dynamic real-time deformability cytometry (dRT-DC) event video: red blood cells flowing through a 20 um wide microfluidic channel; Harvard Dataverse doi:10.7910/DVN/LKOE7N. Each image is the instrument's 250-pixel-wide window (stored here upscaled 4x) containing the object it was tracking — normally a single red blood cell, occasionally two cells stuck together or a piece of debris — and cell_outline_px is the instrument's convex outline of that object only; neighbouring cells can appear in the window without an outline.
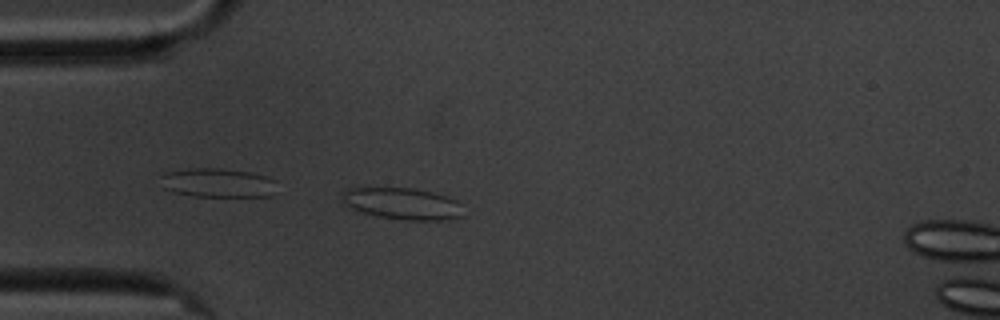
{"species": "common noctule bat (a hibernating species)", "species_latin": "Nyctalus noctula", "temperature_condition": "cold", "stored_images_in_passage": 31, "camera_frame_rate_fps": 3000, "um_per_image_px": 0.085, "animal": {"sex": "male", "body_mass_g": 20.1, "forearm_length_mm": 53.5}, "frame": {"image": 1, "passage_image": 1, "time_ms": 0.0, "image_size_px": [1000, 320], "cell_outline_px": [[464, 216], [448, 220], [404, 220], [380, 216], [364, 212], [352, 208], [344, 204], [340, 200], [340, 192], [344, 188], [412, 188], [444, 196], [456, 200]], "centroid_in_image_um": [34.14, 17.31], "position_along_channel_um": 50.9, "area_um2": 22.2}}
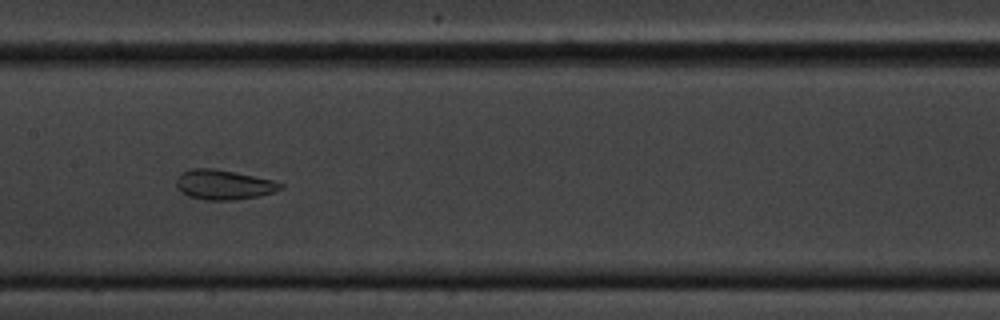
{"frame": {"image": 2, "passage_image": 14, "time_ms": 4.333, "image_size_px": [1000, 320], "cell_outline_px": [[284, 188], [260, 196], [232, 200], [204, 200], [188, 196], [180, 192], [176, 184], [176, 176], [180, 172], [192, 168], [212, 168], [272, 180], [284, 184]], "centroid_in_image_um": [18.96, 15.7], "position_along_channel_um": 188.4, "area_um2": 18.09}}
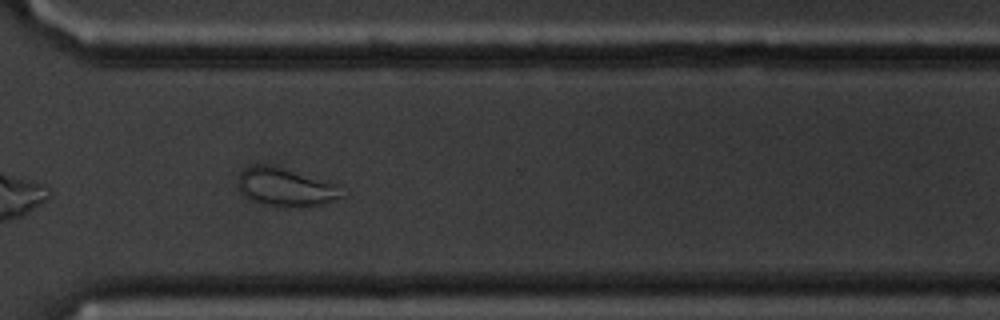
{"frame": {"image": 3, "passage_image": 28, "time_ms": 9.0, "image_size_px": [1000, 320], "cell_outline_px": [[348, 192], [344, 196], [324, 204], [300, 208], [272, 204], [252, 200], [240, 192], [240, 176], [248, 168], [256, 164], [264, 164], [280, 168], [336, 184]], "centroid_in_image_um": [24.39, 15.94], "position_along_channel_um": 346.2, "area_um2": 22.37}, "authors_computed_cell_mechanics": {"area_um2": 18.0336, "velocity_mm_per_s": 3.3912, "shape_relaxation_time_tau1_ms": null, "shape_relaxation_time_tau2_ms": 1.9276, "deformation_change_tau1": null, "deformation_change_tau2": 0.0834}}